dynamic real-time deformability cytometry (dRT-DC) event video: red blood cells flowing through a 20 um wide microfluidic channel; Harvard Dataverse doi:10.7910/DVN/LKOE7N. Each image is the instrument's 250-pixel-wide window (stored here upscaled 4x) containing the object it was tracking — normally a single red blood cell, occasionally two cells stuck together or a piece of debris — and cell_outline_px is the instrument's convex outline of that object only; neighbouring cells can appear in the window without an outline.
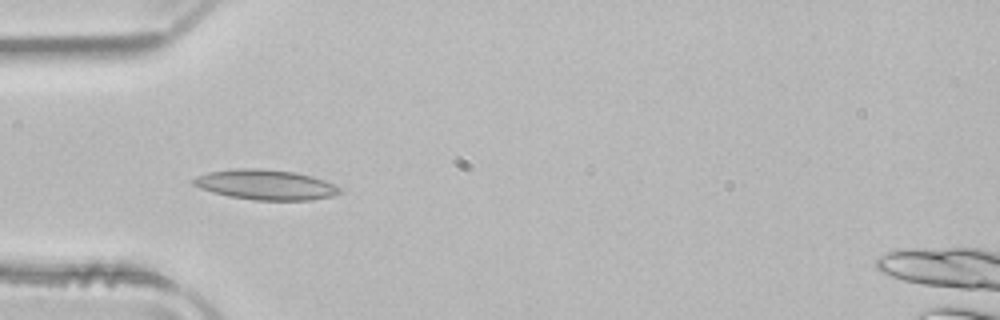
{"species": "common noctule bat (a hibernating species)", "species_latin": "Nyctalus noctula", "temperature_condition": "room temperature", "stored_images_in_passage": 50, "camera_frame_rate_fps": 3000, "um_per_image_px": 0.085, "animal": {"sex": "male", "body_mass_g": 21.5, "forearm_length_mm": 52.0}, "frame": {"image": 1, "passage_image": 15, "time_ms": 4.667, "image_size_px": [1000, 320], "cell_outline_px": [[344, 192], [332, 196], [312, 200], [256, 200], [228, 196], [212, 192], [200, 188], [192, 184], [192, 180], [196, 176], [208, 172], [236, 168], [256, 168], [296, 172], [312, 176], [324, 180], [344, 188]], "centroid_in_image_um": [22.62, 15.7], "position_along_channel_um": 62.4, "area_um2": 25.89}}
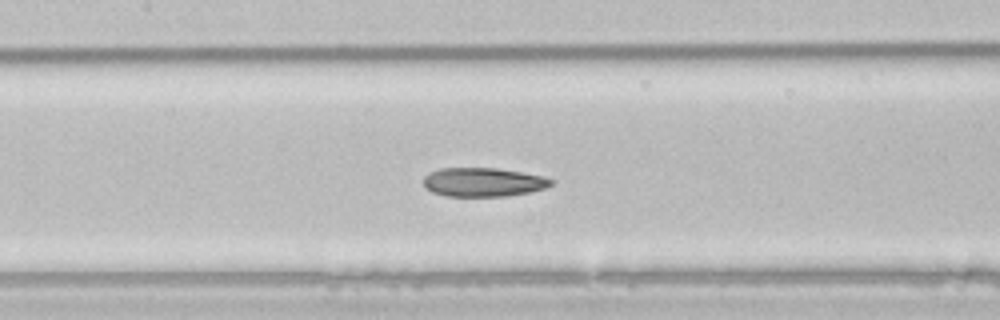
{"frame": {"image": 2, "passage_image": 23, "time_ms": 7.333, "image_size_px": [1000, 320], "cell_outline_px": [[552, 184], [544, 188], [528, 192], [504, 196], [448, 196], [432, 192], [424, 188], [424, 176], [440, 168], [496, 168], [544, 176], [552, 180]], "centroid_in_image_um": [41.04, 15.48], "position_along_channel_um": 166.4, "area_um2": 21.27}}
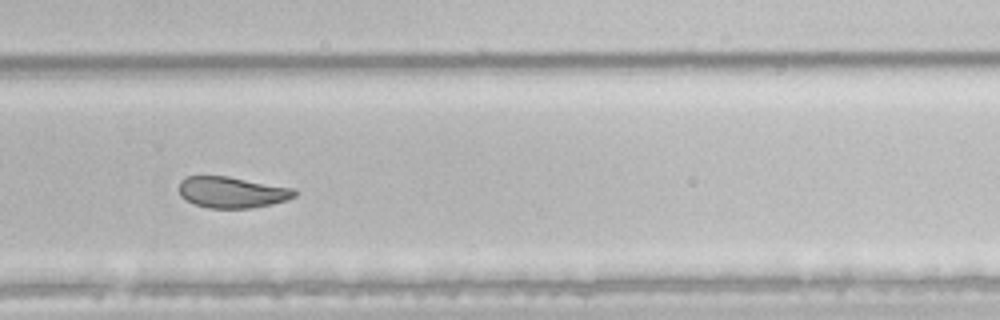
{"frame": {"image": 3, "passage_image": 34, "time_ms": 11.0, "image_size_px": [1000, 320], "cell_outline_px": [[296, 196], [288, 200], [272, 204], [252, 208], [208, 208], [196, 204], [180, 196], [180, 180], [188, 176], [228, 176], [292, 188], [296, 192]], "centroid_in_image_um": [19.73, 16.34], "position_along_channel_um": 310.1, "area_um2": 20.87}, "authors_computed_cell_mechanics": {"area_um2": 23.7558, "velocity_mm_per_s": 3.9478, "shape_relaxation_time_tau1_ms": null, "shape_relaxation_time_tau2_ms": 2.863, "deformation_change_tau1": null, "deformation_change_tau2": 0.0844}}